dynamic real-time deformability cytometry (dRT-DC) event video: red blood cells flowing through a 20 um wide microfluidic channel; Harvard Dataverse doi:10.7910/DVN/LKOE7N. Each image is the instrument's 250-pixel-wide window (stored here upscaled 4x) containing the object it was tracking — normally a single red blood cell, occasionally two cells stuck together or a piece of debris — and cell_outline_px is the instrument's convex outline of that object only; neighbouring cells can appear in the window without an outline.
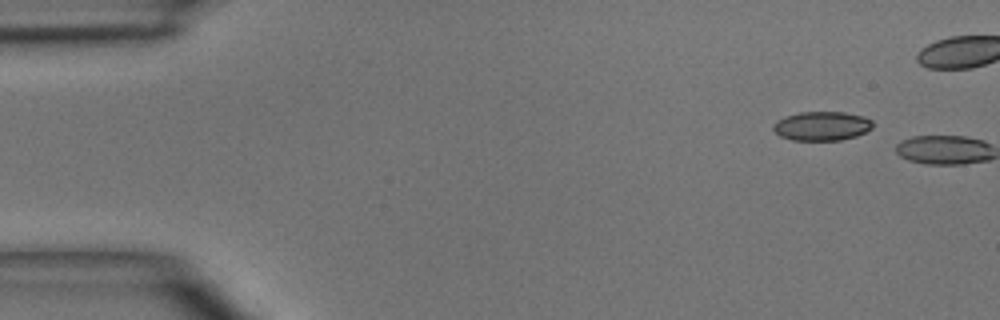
{"species": "common noctule bat (a hibernating species)", "species_latin": "Nyctalus noctula", "temperature_condition": "room temperature", "stored_images_in_passage": 3, "camera_frame_rate_fps": 3000, "um_per_image_px": 0.085, "animal": {"sex": "male", "body_mass_g": 15.6}, "frame": {"image": 1, "passage_image": 1, "time_ms": 0.0, "image_size_px": [1000, 320], "cell_outline_px": [[872, 128], [856, 136], [840, 140], [792, 140], [780, 136], [772, 128], [776, 120], [784, 116], [800, 112], [844, 112], [864, 116], [872, 120]], "centroid_in_image_um": [69.84, 10.7], "position_along_channel_um": 15.2, "area_um2": 16.88}}